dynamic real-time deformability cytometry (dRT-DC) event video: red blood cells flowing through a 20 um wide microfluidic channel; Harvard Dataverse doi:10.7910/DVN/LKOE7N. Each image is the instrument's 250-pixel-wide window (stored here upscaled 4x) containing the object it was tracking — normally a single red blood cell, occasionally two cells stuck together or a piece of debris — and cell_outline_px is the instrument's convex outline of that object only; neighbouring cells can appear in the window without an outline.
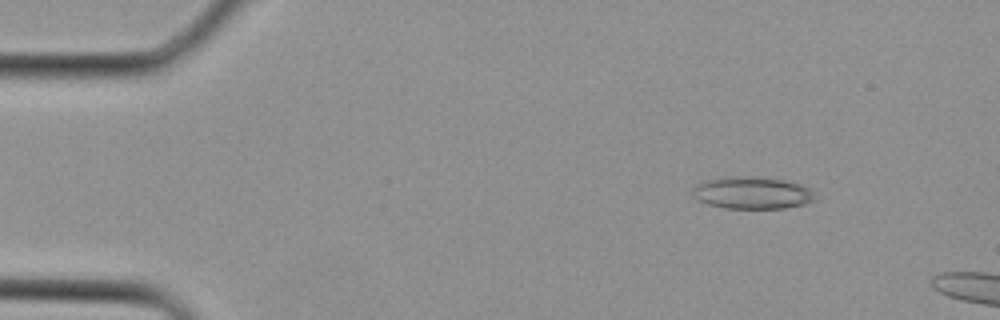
{"species": "Egyptian fruit bat (a non-hibernating species)", "species_latin": "Rousettus aegyptiacus", "temperature_condition": "cold", "stored_images_in_passage": 2, "camera_frame_rate_fps": 3000, "um_per_image_px": 0.085, "animal": {"sex": "female"}, "frame": {"image": 1, "passage_image": 1, "time_ms": 0.0, "image_size_px": [1000, 320], "cell_outline_px": [[820, 200], [804, 204], [784, 208], [724, 208], [708, 204], [692, 196], [692, 192], [696, 184], [720, 176], [764, 176], [784, 180], [800, 184], [808, 188]], "centroid_in_image_um": [63.96, 16.38], "position_along_channel_um": 21.0, "area_um2": 23.29}}